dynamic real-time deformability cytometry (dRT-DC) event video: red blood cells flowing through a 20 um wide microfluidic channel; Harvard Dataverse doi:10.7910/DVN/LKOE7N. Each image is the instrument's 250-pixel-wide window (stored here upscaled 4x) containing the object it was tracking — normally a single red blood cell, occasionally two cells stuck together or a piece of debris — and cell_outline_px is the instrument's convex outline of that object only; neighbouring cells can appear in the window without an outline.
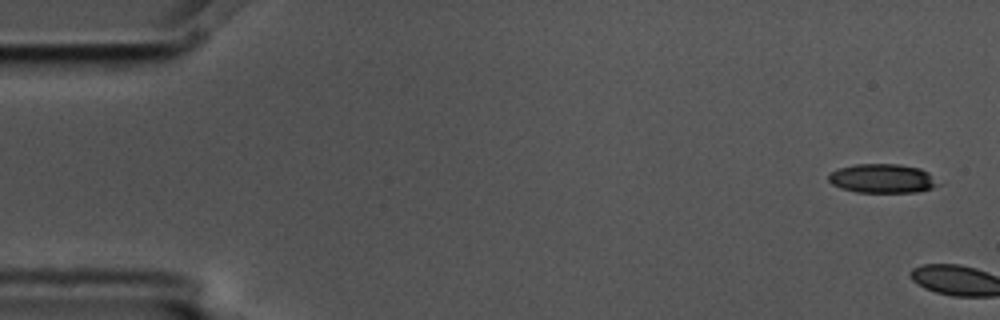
{"species": "common noctule bat (a hibernating species)", "species_latin": "Nyctalus noctula", "temperature_condition": "cold", "stored_images_in_passage": 4, "camera_frame_rate_fps": 3000, "um_per_image_px": 0.085, "animal": {"sex": "male", "body_mass_g": 17.5, "forearm_length_mm": 52.3}, "frame": {"image": 1, "passage_image": 1, "time_ms": 0.0, "image_size_px": [1000, 320], "cell_outline_px": [[944, 184], [932, 188], [916, 192], [856, 192], [840, 188], [832, 184], [828, 180], [828, 176], [836, 168], [856, 164], [900, 164], [920, 168], [928, 172]], "centroid_in_image_um": [75.04, 15.17], "position_along_channel_um": 10.0, "area_um2": 18.84}}